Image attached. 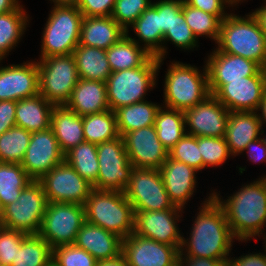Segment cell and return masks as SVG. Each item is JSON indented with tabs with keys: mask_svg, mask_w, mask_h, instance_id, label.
I'll return each mask as SVG.
<instances>
[{
	"mask_svg": "<svg viewBox=\"0 0 266 266\" xmlns=\"http://www.w3.org/2000/svg\"><path fill=\"white\" fill-rule=\"evenodd\" d=\"M16 101H0V135L16 126L15 121Z\"/></svg>",
	"mask_w": 266,
	"mask_h": 266,
	"instance_id": "cell-50",
	"label": "cell"
},
{
	"mask_svg": "<svg viewBox=\"0 0 266 266\" xmlns=\"http://www.w3.org/2000/svg\"><path fill=\"white\" fill-rule=\"evenodd\" d=\"M165 74V107L186 110L204 101L210 94L206 67L199 71L196 66L172 62Z\"/></svg>",
	"mask_w": 266,
	"mask_h": 266,
	"instance_id": "cell-6",
	"label": "cell"
},
{
	"mask_svg": "<svg viewBox=\"0 0 266 266\" xmlns=\"http://www.w3.org/2000/svg\"><path fill=\"white\" fill-rule=\"evenodd\" d=\"M53 258V249L38 234H28L10 266H46Z\"/></svg>",
	"mask_w": 266,
	"mask_h": 266,
	"instance_id": "cell-38",
	"label": "cell"
},
{
	"mask_svg": "<svg viewBox=\"0 0 266 266\" xmlns=\"http://www.w3.org/2000/svg\"><path fill=\"white\" fill-rule=\"evenodd\" d=\"M48 202L84 205L93 186L65 161L52 168L40 180Z\"/></svg>",
	"mask_w": 266,
	"mask_h": 266,
	"instance_id": "cell-13",
	"label": "cell"
},
{
	"mask_svg": "<svg viewBox=\"0 0 266 266\" xmlns=\"http://www.w3.org/2000/svg\"><path fill=\"white\" fill-rule=\"evenodd\" d=\"M260 136L261 122L257 112H229L225 139L232 156L243 153L247 145Z\"/></svg>",
	"mask_w": 266,
	"mask_h": 266,
	"instance_id": "cell-24",
	"label": "cell"
},
{
	"mask_svg": "<svg viewBox=\"0 0 266 266\" xmlns=\"http://www.w3.org/2000/svg\"><path fill=\"white\" fill-rule=\"evenodd\" d=\"M244 151H247V156L252 162H266V147L264 146L261 137L251 141Z\"/></svg>",
	"mask_w": 266,
	"mask_h": 266,
	"instance_id": "cell-52",
	"label": "cell"
},
{
	"mask_svg": "<svg viewBox=\"0 0 266 266\" xmlns=\"http://www.w3.org/2000/svg\"><path fill=\"white\" fill-rule=\"evenodd\" d=\"M50 128L64 154L71 148L85 142L83 116H79L66 105L53 107Z\"/></svg>",
	"mask_w": 266,
	"mask_h": 266,
	"instance_id": "cell-27",
	"label": "cell"
},
{
	"mask_svg": "<svg viewBox=\"0 0 266 266\" xmlns=\"http://www.w3.org/2000/svg\"><path fill=\"white\" fill-rule=\"evenodd\" d=\"M52 259L58 266H96L97 262L87 251L75 244L54 248Z\"/></svg>",
	"mask_w": 266,
	"mask_h": 266,
	"instance_id": "cell-44",
	"label": "cell"
},
{
	"mask_svg": "<svg viewBox=\"0 0 266 266\" xmlns=\"http://www.w3.org/2000/svg\"><path fill=\"white\" fill-rule=\"evenodd\" d=\"M65 105L79 116L110 110L106 82L79 79Z\"/></svg>",
	"mask_w": 266,
	"mask_h": 266,
	"instance_id": "cell-26",
	"label": "cell"
},
{
	"mask_svg": "<svg viewBox=\"0 0 266 266\" xmlns=\"http://www.w3.org/2000/svg\"><path fill=\"white\" fill-rule=\"evenodd\" d=\"M263 128L261 127V140H262V142H263V144H264V146L266 147V135L264 134V130H262ZM264 134V135H263ZM263 135V136H262ZM265 136V137H264ZM264 137V138H263Z\"/></svg>",
	"mask_w": 266,
	"mask_h": 266,
	"instance_id": "cell-59",
	"label": "cell"
},
{
	"mask_svg": "<svg viewBox=\"0 0 266 266\" xmlns=\"http://www.w3.org/2000/svg\"><path fill=\"white\" fill-rule=\"evenodd\" d=\"M96 266H129V265L127 263L126 258L121 253L115 258L97 261Z\"/></svg>",
	"mask_w": 266,
	"mask_h": 266,
	"instance_id": "cell-54",
	"label": "cell"
},
{
	"mask_svg": "<svg viewBox=\"0 0 266 266\" xmlns=\"http://www.w3.org/2000/svg\"><path fill=\"white\" fill-rule=\"evenodd\" d=\"M198 148L203 158V169L218 167L232 155L225 137H198Z\"/></svg>",
	"mask_w": 266,
	"mask_h": 266,
	"instance_id": "cell-41",
	"label": "cell"
},
{
	"mask_svg": "<svg viewBox=\"0 0 266 266\" xmlns=\"http://www.w3.org/2000/svg\"><path fill=\"white\" fill-rule=\"evenodd\" d=\"M54 106L40 94L16 101V126L31 133L49 129Z\"/></svg>",
	"mask_w": 266,
	"mask_h": 266,
	"instance_id": "cell-29",
	"label": "cell"
},
{
	"mask_svg": "<svg viewBox=\"0 0 266 266\" xmlns=\"http://www.w3.org/2000/svg\"><path fill=\"white\" fill-rule=\"evenodd\" d=\"M83 132L85 142L99 144L119 137L114 111L103 112L83 116Z\"/></svg>",
	"mask_w": 266,
	"mask_h": 266,
	"instance_id": "cell-37",
	"label": "cell"
},
{
	"mask_svg": "<svg viewBox=\"0 0 266 266\" xmlns=\"http://www.w3.org/2000/svg\"><path fill=\"white\" fill-rule=\"evenodd\" d=\"M39 61V94L53 105H65L79 80L73 55L49 56Z\"/></svg>",
	"mask_w": 266,
	"mask_h": 266,
	"instance_id": "cell-9",
	"label": "cell"
},
{
	"mask_svg": "<svg viewBox=\"0 0 266 266\" xmlns=\"http://www.w3.org/2000/svg\"><path fill=\"white\" fill-rule=\"evenodd\" d=\"M197 40L198 39L193 34L186 21L168 29L163 35V44L166 43V41H171L172 44L176 45V47L178 46L181 50H191L196 46L198 47Z\"/></svg>",
	"mask_w": 266,
	"mask_h": 266,
	"instance_id": "cell-47",
	"label": "cell"
},
{
	"mask_svg": "<svg viewBox=\"0 0 266 266\" xmlns=\"http://www.w3.org/2000/svg\"><path fill=\"white\" fill-rule=\"evenodd\" d=\"M151 4V0H116L111 17L129 33V27Z\"/></svg>",
	"mask_w": 266,
	"mask_h": 266,
	"instance_id": "cell-43",
	"label": "cell"
},
{
	"mask_svg": "<svg viewBox=\"0 0 266 266\" xmlns=\"http://www.w3.org/2000/svg\"><path fill=\"white\" fill-rule=\"evenodd\" d=\"M180 247L160 243L134 232L122 240V254L129 266H175Z\"/></svg>",
	"mask_w": 266,
	"mask_h": 266,
	"instance_id": "cell-19",
	"label": "cell"
},
{
	"mask_svg": "<svg viewBox=\"0 0 266 266\" xmlns=\"http://www.w3.org/2000/svg\"><path fill=\"white\" fill-rule=\"evenodd\" d=\"M32 181L21 164L0 162V209L15 202Z\"/></svg>",
	"mask_w": 266,
	"mask_h": 266,
	"instance_id": "cell-36",
	"label": "cell"
},
{
	"mask_svg": "<svg viewBox=\"0 0 266 266\" xmlns=\"http://www.w3.org/2000/svg\"><path fill=\"white\" fill-rule=\"evenodd\" d=\"M124 194L134 211L181 209L170 201L161 173L156 169L133 168Z\"/></svg>",
	"mask_w": 266,
	"mask_h": 266,
	"instance_id": "cell-11",
	"label": "cell"
},
{
	"mask_svg": "<svg viewBox=\"0 0 266 266\" xmlns=\"http://www.w3.org/2000/svg\"><path fill=\"white\" fill-rule=\"evenodd\" d=\"M242 186L227 200L221 199L220 194L214 191L212 197L223 208L228 225L236 240L243 242L249 241L255 236L260 237L264 232L263 227L266 226V175Z\"/></svg>",
	"mask_w": 266,
	"mask_h": 266,
	"instance_id": "cell-2",
	"label": "cell"
},
{
	"mask_svg": "<svg viewBox=\"0 0 266 266\" xmlns=\"http://www.w3.org/2000/svg\"><path fill=\"white\" fill-rule=\"evenodd\" d=\"M154 126L158 139L169 151L186 134L184 112L161 106L157 112Z\"/></svg>",
	"mask_w": 266,
	"mask_h": 266,
	"instance_id": "cell-33",
	"label": "cell"
},
{
	"mask_svg": "<svg viewBox=\"0 0 266 266\" xmlns=\"http://www.w3.org/2000/svg\"><path fill=\"white\" fill-rule=\"evenodd\" d=\"M160 107L146 100L116 109L114 113L119 136L154 125Z\"/></svg>",
	"mask_w": 266,
	"mask_h": 266,
	"instance_id": "cell-31",
	"label": "cell"
},
{
	"mask_svg": "<svg viewBox=\"0 0 266 266\" xmlns=\"http://www.w3.org/2000/svg\"><path fill=\"white\" fill-rule=\"evenodd\" d=\"M125 34L111 16L83 17L79 45L107 50Z\"/></svg>",
	"mask_w": 266,
	"mask_h": 266,
	"instance_id": "cell-25",
	"label": "cell"
},
{
	"mask_svg": "<svg viewBox=\"0 0 266 266\" xmlns=\"http://www.w3.org/2000/svg\"><path fill=\"white\" fill-rule=\"evenodd\" d=\"M227 260H218L200 257H184L179 254L178 263L180 266H226Z\"/></svg>",
	"mask_w": 266,
	"mask_h": 266,
	"instance_id": "cell-53",
	"label": "cell"
},
{
	"mask_svg": "<svg viewBox=\"0 0 266 266\" xmlns=\"http://www.w3.org/2000/svg\"><path fill=\"white\" fill-rule=\"evenodd\" d=\"M62 162H64V153L51 128L31 133L21 166L33 180H40Z\"/></svg>",
	"mask_w": 266,
	"mask_h": 266,
	"instance_id": "cell-16",
	"label": "cell"
},
{
	"mask_svg": "<svg viewBox=\"0 0 266 266\" xmlns=\"http://www.w3.org/2000/svg\"><path fill=\"white\" fill-rule=\"evenodd\" d=\"M28 18L22 5L16 10L0 14V60H3L22 39L29 23Z\"/></svg>",
	"mask_w": 266,
	"mask_h": 266,
	"instance_id": "cell-34",
	"label": "cell"
},
{
	"mask_svg": "<svg viewBox=\"0 0 266 266\" xmlns=\"http://www.w3.org/2000/svg\"><path fill=\"white\" fill-rule=\"evenodd\" d=\"M216 44L221 52L253 60L262 68L266 65V37L253 13L246 17L230 13L225 17Z\"/></svg>",
	"mask_w": 266,
	"mask_h": 266,
	"instance_id": "cell-3",
	"label": "cell"
},
{
	"mask_svg": "<svg viewBox=\"0 0 266 266\" xmlns=\"http://www.w3.org/2000/svg\"><path fill=\"white\" fill-rule=\"evenodd\" d=\"M182 212L183 209L134 211V233L160 243L181 247L183 235L177 223Z\"/></svg>",
	"mask_w": 266,
	"mask_h": 266,
	"instance_id": "cell-14",
	"label": "cell"
},
{
	"mask_svg": "<svg viewBox=\"0 0 266 266\" xmlns=\"http://www.w3.org/2000/svg\"><path fill=\"white\" fill-rule=\"evenodd\" d=\"M54 5H68V6H77L80 0H50Z\"/></svg>",
	"mask_w": 266,
	"mask_h": 266,
	"instance_id": "cell-58",
	"label": "cell"
},
{
	"mask_svg": "<svg viewBox=\"0 0 266 266\" xmlns=\"http://www.w3.org/2000/svg\"><path fill=\"white\" fill-rule=\"evenodd\" d=\"M266 93V75L262 69L257 75L244 77V80L228 81L221 85L214 95L230 112H257Z\"/></svg>",
	"mask_w": 266,
	"mask_h": 266,
	"instance_id": "cell-15",
	"label": "cell"
},
{
	"mask_svg": "<svg viewBox=\"0 0 266 266\" xmlns=\"http://www.w3.org/2000/svg\"><path fill=\"white\" fill-rule=\"evenodd\" d=\"M153 3L159 8V29L163 34L185 21L183 0H159Z\"/></svg>",
	"mask_w": 266,
	"mask_h": 266,
	"instance_id": "cell-45",
	"label": "cell"
},
{
	"mask_svg": "<svg viewBox=\"0 0 266 266\" xmlns=\"http://www.w3.org/2000/svg\"><path fill=\"white\" fill-rule=\"evenodd\" d=\"M139 39L132 38L128 32L126 35L138 45L144 43L143 48L157 59H163L166 55V46L163 43V33L159 29V8L152 4L142 12L138 19L130 26ZM139 41H141L139 43Z\"/></svg>",
	"mask_w": 266,
	"mask_h": 266,
	"instance_id": "cell-28",
	"label": "cell"
},
{
	"mask_svg": "<svg viewBox=\"0 0 266 266\" xmlns=\"http://www.w3.org/2000/svg\"><path fill=\"white\" fill-rule=\"evenodd\" d=\"M265 251H266V241H265ZM228 258L226 266H266V252L255 253V254H246L239 258Z\"/></svg>",
	"mask_w": 266,
	"mask_h": 266,
	"instance_id": "cell-51",
	"label": "cell"
},
{
	"mask_svg": "<svg viewBox=\"0 0 266 266\" xmlns=\"http://www.w3.org/2000/svg\"><path fill=\"white\" fill-rule=\"evenodd\" d=\"M72 55L75 59L79 79L106 82L112 73L104 49L78 45Z\"/></svg>",
	"mask_w": 266,
	"mask_h": 266,
	"instance_id": "cell-30",
	"label": "cell"
},
{
	"mask_svg": "<svg viewBox=\"0 0 266 266\" xmlns=\"http://www.w3.org/2000/svg\"><path fill=\"white\" fill-rule=\"evenodd\" d=\"M186 133L196 137H225L229 110L214 96L183 111Z\"/></svg>",
	"mask_w": 266,
	"mask_h": 266,
	"instance_id": "cell-17",
	"label": "cell"
},
{
	"mask_svg": "<svg viewBox=\"0 0 266 266\" xmlns=\"http://www.w3.org/2000/svg\"><path fill=\"white\" fill-rule=\"evenodd\" d=\"M205 62L210 94L228 81L244 80V77L257 75L263 69L253 60L227 54L217 48Z\"/></svg>",
	"mask_w": 266,
	"mask_h": 266,
	"instance_id": "cell-20",
	"label": "cell"
},
{
	"mask_svg": "<svg viewBox=\"0 0 266 266\" xmlns=\"http://www.w3.org/2000/svg\"><path fill=\"white\" fill-rule=\"evenodd\" d=\"M228 1L232 4V7H233L234 5L238 4L239 1H240V2H243V1H245V0H228Z\"/></svg>",
	"mask_w": 266,
	"mask_h": 266,
	"instance_id": "cell-60",
	"label": "cell"
},
{
	"mask_svg": "<svg viewBox=\"0 0 266 266\" xmlns=\"http://www.w3.org/2000/svg\"><path fill=\"white\" fill-rule=\"evenodd\" d=\"M84 222V205L48 202L38 235L46 240L52 249L74 244Z\"/></svg>",
	"mask_w": 266,
	"mask_h": 266,
	"instance_id": "cell-10",
	"label": "cell"
},
{
	"mask_svg": "<svg viewBox=\"0 0 266 266\" xmlns=\"http://www.w3.org/2000/svg\"><path fill=\"white\" fill-rule=\"evenodd\" d=\"M27 235L23 231L0 227V263L2 265L10 266L12 261H15L17 248L21 246Z\"/></svg>",
	"mask_w": 266,
	"mask_h": 266,
	"instance_id": "cell-46",
	"label": "cell"
},
{
	"mask_svg": "<svg viewBox=\"0 0 266 266\" xmlns=\"http://www.w3.org/2000/svg\"><path fill=\"white\" fill-rule=\"evenodd\" d=\"M46 266H58L53 259Z\"/></svg>",
	"mask_w": 266,
	"mask_h": 266,
	"instance_id": "cell-61",
	"label": "cell"
},
{
	"mask_svg": "<svg viewBox=\"0 0 266 266\" xmlns=\"http://www.w3.org/2000/svg\"><path fill=\"white\" fill-rule=\"evenodd\" d=\"M163 59L151 56L142 66L111 73L106 81L107 99L112 111L146 101L148 90L157 85V72ZM156 80V81H155Z\"/></svg>",
	"mask_w": 266,
	"mask_h": 266,
	"instance_id": "cell-5",
	"label": "cell"
},
{
	"mask_svg": "<svg viewBox=\"0 0 266 266\" xmlns=\"http://www.w3.org/2000/svg\"><path fill=\"white\" fill-rule=\"evenodd\" d=\"M122 240L118 235L85 221L77 233L74 244L99 261L112 259L121 254Z\"/></svg>",
	"mask_w": 266,
	"mask_h": 266,
	"instance_id": "cell-23",
	"label": "cell"
},
{
	"mask_svg": "<svg viewBox=\"0 0 266 266\" xmlns=\"http://www.w3.org/2000/svg\"><path fill=\"white\" fill-rule=\"evenodd\" d=\"M184 2L187 5L217 16L221 21L229 15L227 12L225 13V5L232 6L228 0H184Z\"/></svg>",
	"mask_w": 266,
	"mask_h": 266,
	"instance_id": "cell-49",
	"label": "cell"
},
{
	"mask_svg": "<svg viewBox=\"0 0 266 266\" xmlns=\"http://www.w3.org/2000/svg\"><path fill=\"white\" fill-rule=\"evenodd\" d=\"M48 201L43 185L33 180L19 198L1 210V226L26 234H38L42 225Z\"/></svg>",
	"mask_w": 266,
	"mask_h": 266,
	"instance_id": "cell-8",
	"label": "cell"
},
{
	"mask_svg": "<svg viewBox=\"0 0 266 266\" xmlns=\"http://www.w3.org/2000/svg\"><path fill=\"white\" fill-rule=\"evenodd\" d=\"M31 132L18 126L0 135V162L21 164L30 143Z\"/></svg>",
	"mask_w": 266,
	"mask_h": 266,
	"instance_id": "cell-39",
	"label": "cell"
},
{
	"mask_svg": "<svg viewBox=\"0 0 266 266\" xmlns=\"http://www.w3.org/2000/svg\"><path fill=\"white\" fill-rule=\"evenodd\" d=\"M166 192L174 206L184 209L186 202L194 195L198 171L187 164L168 156L159 169Z\"/></svg>",
	"mask_w": 266,
	"mask_h": 266,
	"instance_id": "cell-22",
	"label": "cell"
},
{
	"mask_svg": "<svg viewBox=\"0 0 266 266\" xmlns=\"http://www.w3.org/2000/svg\"><path fill=\"white\" fill-rule=\"evenodd\" d=\"M83 17L77 6L54 5L42 33L39 59L72 54L79 45Z\"/></svg>",
	"mask_w": 266,
	"mask_h": 266,
	"instance_id": "cell-7",
	"label": "cell"
},
{
	"mask_svg": "<svg viewBox=\"0 0 266 266\" xmlns=\"http://www.w3.org/2000/svg\"><path fill=\"white\" fill-rule=\"evenodd\" d=\"M111 71H122L142 66L151 55L126 34L106 50Z\"/></svg>",
	"mask_w": 266,
	"mask_h": 266,
	"instance_id": "cell-32",
	"label": "cell"
},
{
	"mask_svg": "<svg viewBox=\"0 0 266 266\" xmlns=\"http://www.w3.org/2000/svg\"><path fill=\"white\" fill-rule=\"evenodd\" d=\"M209 195L198 208L200 210L192 224L190 238L186 240L182 236L180 255L227 260L236 238L228 225L223 208L212 197V193Z\"/></svg>",
	"mask_w": 266,
	"mask_h": 266,
	"instance_id": "cell-1",
	"label": "cell"
},
{
	"mask_svg": "<svg viewBox=\"0 0 266 266\" xmlns=\"http://www.w3.org/2000/svg\"><path fill=\"white\" fill-rule=\"evenodd\" d=\"M116 0H80L78 9L84 17L111 16Z\"/></svg>",
	"mask_w": 266,
	"mask_h": 266,
	"instance_id": "cell-48",
	"label": "cell"
},
{
	"mask_svg": "<svg viewBox=\"0 0 266 266\" xmlns=\"http://www.w3.org/2000/svg\"><path fill=\"white\" fill-rule=\"evenodd\" d=\"M122 138L133 168L159 170L168 158L154 125L127 132Z\"/></svg>",
	"mask_w": 266,
	"mask_h": 266,
	"instance_id": "cell-18",
	"label": "cell"
},
{
	"mask_svg": "<svg viewBox=\"0 0 266 266\" xmlns=\"http://www.w3.org/2000/svg\"><path fill=\"white\" fill-rule=\"evenodd\" d=\"M252 13L258 19V21H259V23L261 25L262 31H263V33L265 34V37H266V3H265V5L261 6L260 8H257Z\"/></svg>",
	"mask_w": 266,
	"mask_h": 266,
	"instance_id": "cell-56",
	"label": "cell"
},
{
	"mask_svg": "<svg viewBox=\"0 0 266 266\" xmlns=\"http://www.w3.org/2000/svg\"><path fill=\"white\" fill-rule=\"evenodd\" d=\"M19 6V0H0V14L16 10Z\"/></svg>",
	"mask_w": 266,
	"mask_h": 266,
	"instance_id": "cell-55",
	"label": "cell"
},
{
	"mask_svg": "<svg viewBox=\"0 0 266 266\" xmlns=\"http://www.w3.org/2000/svg\"><path fill=\"white\" fill-rule=\"evenodd\" d=\"M258 111H260L261 113L259 114ZM257 113H258L257 115L259 117V120L261 122V127H262L263 124H266V93L263 96V99L259 104Z\"/></svg>",
	"mask_w": 266,
	"mask_h": 266,
	"instance_id": "cell-57",
	"label": "cell"
},
{
	"mask_svg": "<svg viewBox=\"0 0 266 266\" xmlns=\"http://www.w3.org/2000/svg\"><path fill=\"white\" fill-rule=\"evenodd\" d=\"M97 158L99 171L97 183L93 188L124 192L129 184L133 166L130 163L122 136L97 144Z\"/></svg>",
	"mask_w": 266,
	"mask_h": 266,
	"instance_id": "cell-12",
	"label": "cell"
},
{
	"mask_svg": "<svg viewBox=\"0 0 266 266\" xmlns=\"http://www.w3.org/2000/svg\"><path fill=\"white\" fill-rule=\"evenodd\" d=\"M85 221L124 239L134 232L135 213L124 192L93 188L84 204Z\"/></svg>",
	"mask_w": 266,
	"mask_h": 266,
	"instance_id": "cell-4",
	"label": "cell"
},
{
	"mask_svg": "<svg viewBox=\"0 0 266 266\" xmlns=\"http://www.w3.org/2000/svg\"><path fill=\"white\" fill-rule=\"evenodd\" d=\"M38 94L39 71L36 61L0 67V101H19Z\"/></svg>",
	"mask_w": 266,
	"mask_h": 266,
	"instance_id": "cell-21",
	"label": "cell"
},
{
	"mask_svg": "<svg viewBox=\"0 0 266 266\" xmlns=\"http://www.w3.org/2000/svg\"><path fill=\"white\" fill-rule=\"evenodd\" d=\"M183 13L187 25L197 39L205 35L217 43L221 26V20L217 16L187 5L184 0Z\"/></svg>",
	"mask_w": 266,
	"mask_h": 266,
	"instance_id": "cell-40",
	"label": "cell"
},
{
	"mask_svg": "<svg viewBox=\"0 0 266 266\" xmlns=\"http://www.w3.org/2000/svg\"><path fill=\"white\" fill-rule=\"evenodd\" d=\"M168 156L183 162L197 171L203 169V158L198 148V137L185 134L169 151Z\"/></svg>",
	"mask_w": 266,
	"mask_h": 266,
	"instance_id": "cell-42",
	"label": "cell"
},
{
	"mask_svg": "<svg viewBox=\"0 0 266 266\" xmlns=\"http://www.w3.org/2000/svg\"><path fill=\"white\" fill-rule=\"evenodd\" d=\"M64 161L94 186L97 183L99 162L97 158V144L83 142L71 148L64 154Z\"/></svg>",
	"mask_w": 266,
	"mask_h": 266,
	"instance_id": "cell-35",
	"label": "cell"
}]
</instances>
